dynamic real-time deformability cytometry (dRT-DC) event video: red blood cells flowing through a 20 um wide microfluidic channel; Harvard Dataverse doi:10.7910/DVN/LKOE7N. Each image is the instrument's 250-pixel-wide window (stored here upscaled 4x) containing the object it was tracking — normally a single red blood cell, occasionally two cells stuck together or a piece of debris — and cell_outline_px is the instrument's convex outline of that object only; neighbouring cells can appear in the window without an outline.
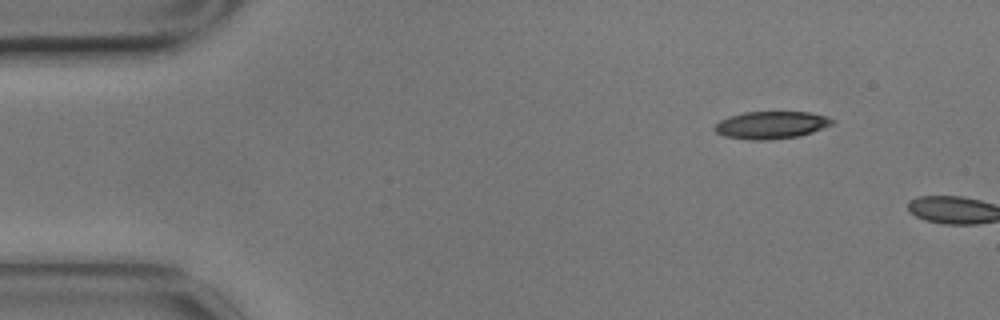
{"species": "common noctule bat (a hibernating species)", "species_latin": "Nyctalus noctula", "temperature_condition": "cold", "stored_images_in_passage": 2, "camera_frame_rate_fps": 3000, "um_per_image_px": 0.085, "animal": {"sex": "male", "body_mass_g": 17.9}, "frame": {"image": 1, "passage_image": 1, "time_ms": 0.0, "image_size_px": [1000, 320], "cell_outline_px": [[836, 124], [800, 136], [768, 140], [748, 140], [724, 136], [716, 132], [712, 128], [720, 120], [728, 116], [744, 112], [808, 112], [828, 116], [836, 120]], "centroid_in_image_um": [65.58, 10.63], "position_along_channel_um": 19.4, "area_um2": 19.13}}